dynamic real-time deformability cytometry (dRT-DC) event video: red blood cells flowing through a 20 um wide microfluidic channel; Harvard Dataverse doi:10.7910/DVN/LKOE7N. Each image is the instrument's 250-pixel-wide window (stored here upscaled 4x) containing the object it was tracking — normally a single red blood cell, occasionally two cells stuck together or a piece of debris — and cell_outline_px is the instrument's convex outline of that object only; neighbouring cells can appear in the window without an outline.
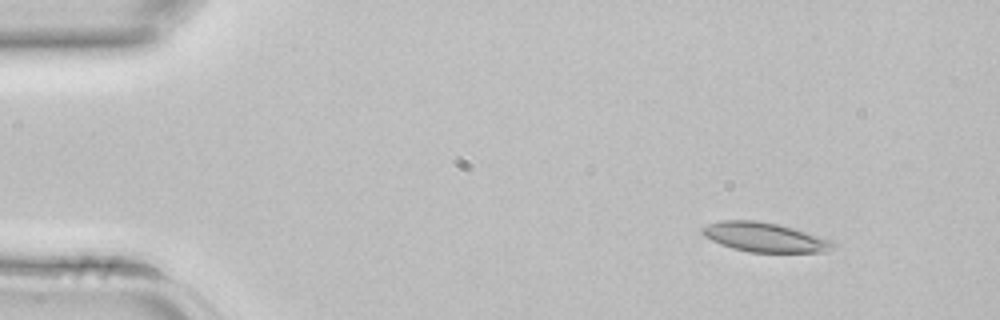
{"species": "common noctule bat (a hibernating species)", "species_latin": "Nyctalus noctula", "temperature_condition": "room temperature", "stored_images_in_passage": 4, "camera_frame_rate_fps": 3000, "um_per_image_px": 0.085, "animal": {"sex": "female", "body_mass_g": 22.7, "forearm_length_mm": 54.2}, "frame": {"image": 1, "passage_image": 2, "time_ms": 0.333, "image_size_px": [1000, 320], "cell_outline_px": [[836, 248], [828, 252], [748, 252], [732, 248], [720, 244], [704, 236], [700, 232], [700, 228], [708, 224], [720, 220], [756, 220], [776, 224], [792, 228], [832, 240], [836, 244]], "centroid_in_image_um": [64.99, 20.17], "position_along_channel_um": 20.0, "area_um2": 22.48}}
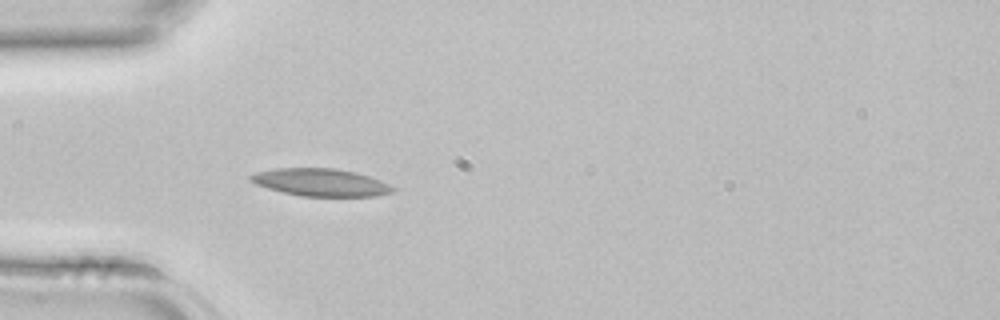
{"frame": {"image": 2, "passage_image": 4, "time_ms": 1.0, "image_size_px": [1000, 320], "cell_outline_px": [[396, 188], [392, 192], [376, 196], [300, 196], [268, 188], [256, 184], [248, 180], [248, 176], [256, 172], [276, 168], [332, 168], [356, 172], [380, 180]], "centroid_in_image_um": [27.24, 15.5], "position_along_channel_um": 57.8, "area_um2": 22.72}}